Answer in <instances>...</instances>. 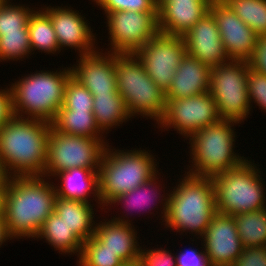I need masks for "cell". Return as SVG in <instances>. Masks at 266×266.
I'll list each match as a JSON object with an SVG mask.
<instances>
[{"instance_id": "7bdbcfd3", "label": "cell", "mask_w": 266, "mask_h": 266, "mask_svg": "<svg viewBox=\"0 0 266 266\" xmlns=\"http://www.w3.org/2000/svg\"><path fill=\"white\" fill-rule=\"evenodd\" d=\"M3 187H4V183H0V213H1V206H2Z\"/></svg>"}, {"instance_id": "b9f144b4", "label": "cell", "mask_w": 266, "mask_h": 266, "mask_svg": "<svg viewBox=\"0 0 266 266\" xmlns=\"http://www.w3.org/2000/svg\"><path fill=\"white\" fill-rule=\"evenodd\" d=\"M12 240L10 235L7 232L6 223L4 220V216L2 212L0 213V248L2 247V244H4L6 241Z\"/></svg>"}, {"instance_id": "8992f818", "label": "cell", "mask_w": 266, "mask_h": 266, "mask_svg": "<svg viewBox=\"0 0 266 266\" xmlns=\"http://www.w3.org/2000/svg\"><path fill=\"white\" fill-rule=\"evenodd\" d=\"M236 121L223 120L197 130L189 137L191 166L188 174L213 177L241 165L246 159L235 153Z\"/></svg>"}, {"instance_id": "9c48e42d", "label": "cell", "mask_w": 266, "mask_h": 266, "mask_svg": "<svg viewBox=\"0 0 266 266\" xmlns=\"http://www.w3.org/2000/svg\"><path fill=\"white\" fill-rule=\"evenodd\" d=\"M248 62L233 61L211 68L209 93L223 120L243 123L251 111L247 89Z\"/></svg>"}, {"instance_id": "9a60e30c", "label": "cell", "mask_w": 266, "mask_h": 266, "mask_svg": "<svg viewBox=\"0 0 266 266\" xmlns=\"http://www.w3.org/2000/svg\"><path fill=\"white\" fill-rule=\"evenodd\" d=\"M41 9L50 17L53 24L60 51L65 48L74 49L79 56L95 52L97 47L96 33L90 23L78 10L68 6H43ZM96 44V45H95Z\"/></svg>"}, {"instance_id": "3957f363", "label": "cell", "mask_w": 266, "mask_h": 266, "mask_svg": "<svg viewBox=\"0 0 266 266\" xmlns=\"http://www.w3.org/2000/svg\"><path fill=\"white\" fill-rule=\"evenodd\" d=\"M184 172V177L169 192L166 216L162 222H165L164 228L173 232H189L194 234L193 238H201L216 213L213 183L211 177Z\"/></svg>"}, {"instance_id": "44dd1931", "label": "cell", "mask_w": 266, "mask_h": 266, "mask_svg": "<svg viewBox=\"0 0 266 266\" xmlns=\"http://www.w3.org/2000/svg\"><path fill=\"white\" fill-rule=\"evenodd\" d=\"M211 68L187 53L177 67L166 99L191 97L209 91Z\"/></svg>"}, {"instance_id": "60d3db41", "label": "cell", "mask_w": 266, "mask_h": 266, "mask_svg": "<svg viewBox=\"0 0 266 266\" xmlns=\"http://www.w3.org/2000/svg\"><path fill=\"white\" fill-rule=\"evenodd\" d=\"M13 116L11 89L7 86L0 89V128Z\"/></svg>"}, {"instance_id": "1f68e13d", "label": "cell", "mask_w": 266, "mask_h": 266, "mask_svg": "<svg viewBox=\"0 0 266 266\" xmlns=\"http://www.w3.org/2000/svg\"><path fill=\"white\" fill-rule=\"evenodd\" d=\"M78 266H122L125 264L119 257L93 235L82 245L77 259Z\"/></svg>"}, {"instance_id": "603a6c76", "label": "cell", "mask_w": 266, "mask_h": 266, "mask_svg": "<svg viewBox=\"0 0 266 266\" xmlns=\"http://www.w3.org/2000/svg\"><path fill=\"white\" fill-rule=\"evenodd\" d=\"M92 205L78 200L55 198L54 212L83 243L95 233L97 220H94Z\"/></svg>"}, {"instance_id": "8d00e7d4", "label": "cell", "mask_w": 266, "mask_h": 266, "mask_svg": "<svg viewBox=\"0 0 266 266\" xmlns=\"http://www.w3.org/2000/svg\"><path fill=\"white\" fill-rule=\"evenodd\" d=\"M138 262L141 266H177L175 254L163 247H143Z\"/></svg>"}, {"instance_id": "bcb514c9", "label": "cell", "mask_w": 266, "mask_h": 266, "mask_svg": "<svg viewBox=\"0 0 266 266\" xmlns=\"http://www.w3.org/2000/svg\"><path fill=\"white\" fill-rule=\"evenodd\" d=\"M6 0H0V6L5 2Z\"/></svg>"}, {"instance_id": "4dcf8cb0", "label": "cell", "mask_w": 266, "mask_h": 266, "mask_svg": "<svg viewBox=\"0 0 266 266\" xmlns=\"http://www.w3.org/2000/svg\"><path fill=\"white\" fill-rule=\"evenodd\" d=\"M14 4L12 0H6L0 6V36L2 33H12L20 31H29L28 22L34 8L30 5Z\"/></svg>"}, {"instance_id": "f6af8a7d", "label": "cell", "mask_w": 266, "mask_h": 266, "mask_svg": "<svg viewBox=\"0 0 266 266\" xmlns=\"http://www.w3.org/2000/svg\"><path fill=\"white\" fill-rule=\"evenodd\" d=\"M122 266H141V264L138 261H136L133 263H125Z\"/></svg>"}, {"instance_id": "d590c367", "label": "cell", "mask_w": 266, "mask_h": 266, "mask_svg": "<svg viewBox=\"0 0 266 266\" xmlns=\"http://www.w3.org/2000/svg\"><path fill=\"white\" fill-rule=\"evenodd\" d=\"M247 89L249 94V100L266 112V74L261 73L252 68L248 62L247 71Z\"/></svg>"}, {"instance_id": "ee69618b", "label": "cell", "mask_w": 266, "mask_h": 266, "mask_svg": "<svg viewBox=\"0 0 266 266\" xmlns=\"http://www.w3.org/2000/svg\"><path fill=\"white\" fill-rule=\"evenodd\" d=\"M5 180H6V176H5V174L3 173L2 168H1V166H0V183H4Z\"/></svg>"}, {"instance_id": "e575fe53", "label": "cell", "mask_w": 266, "mask_h": 266, "mask_svg": "<svg viewBox=\"0 0 266 266\" xmlns=\"http://www.w3.org/2000/svg\"><path fill=\"white\" fill-rule=\"evenodd\" d=\"M104 14L116 11L158 12V0H92Z\"/></svg>"}, {"instance_id": "cb8c5ba5", "label": "cell", "mask_w": 266, "mask_h": 266, "mask_svg": "<svg viewBox=\"0 0 266 266\" xmlns=\"http://www.w3.org/2000/svg\"><path fill=\"white\" fill-rule=\"evenodd\" d=\"M158 175L160 176L161 174L158 173L156 176H154L152 179H150L146 183L141 184L140 186L136 187L135 189H133L127 193L119 195L114 200H112L110 202V204H108V207L109 206L111 207L112 205H114V206L119 205V203H121V206L123 204L122 207L125 208V211H128V214H129V210L132 212V211H135L134 210L135 208H136V210L138 209V211H140V212L145 211V213H148L146 211V209H148L150 211L149 213L152 214L151 213V210L153 209L152 205H157V204L162 205L163 204V207L161 206V209H163V210H161V217H162L161 220L164 221L165 216H166L167 204H168L170 195L168 194V192L166 193L167 195L166 194L165 195L160 194L163 187L160 188V185H159L160 183H158L159 182V178H158L159 176ZM156 184H158V185H156ZM157 199H158V201H157ZM155 201L158 203H155ZM160 201H161V203H159ZM149 205H151V206H149ZM144 208H146V209H144Z\"/></svg>"}, {"instance_id": "5bb4252c", "label": "cell", "mask_w": 266, "mask_h": 266, "mask_svg": "<svg viewBox=\"0 0 266 266\" xmlns=\"http://www.w3.org/2000/svg\"><path fill=\"white\" fill-rule=\"evenodd\" d=\"M209 11L215 17L229 60L249 62L258 40L255 32L223 0H212Z\"/></svg>"}, {"instance_id": "83f0119b", "label": "cell", "mask_w": 266, "mask_h": 266, "mask_svg": "<svg viewBox=\"0 0 266 266\" xmlns=\"http://www.w3.org/2000/svg\"><path fill=\"white\" fill-rule=\"evenodd\" d=\"M31 51L36 50L47 54H60V47L50 17L37 7L28 22ZM41 50V51H40Z\"/></svg>"}, {"instance_id": "2e32d148", "label": "cell", "mask_w": 266, "mask_h": 266, "mask_svg": "<svg viewBox=\"0 0 266 266\" xmlns=\"http://www.w3.org/2000/svg\"><path fill=\"white\" fill-rule=\"evenodd\" d=\"M201 249L213 266H232L244 246L237 232L234 216L216 212L201 237Z\"/></svg>"}, {"instance_id": "e0dca14e", "label": "cell", "mask_w": 266, "mask_h": 266, "mask_svg": "<svg viewBox=\"0 0 266 266\" xmlns=\"http://www.w3.org/2000/svg\"><path fill=\"white\" fill-rule=\"evenodd\" d=\"M98 48L95 52L78 56L77 65L70 66L72 77L91 94H112L117 90L114 53Z\"/></svg>"}, {"instance_id": "7c38bea8", "label": "cell", "mask_w": 266, "mask_h": 266, "mask_svg": "<svg viewBox=\"0 0 266 266\" xmlns=\"http://www.w3.org/2000/svg\"><path fill=\"white\" fill-rule=\"evenodd\" d=\"M106 26L112 53H136L158 32V12L116 11L107 13Z\"/></svg>"}, {"instance_id": "6da1fadb", "label": "cell", "mask_w": 266, "mask_h": 266, "mask_svg": "<svg viewBox=\"0 0 266 266\" xmlns=\"http://www.w3.org/2000/svg\"><path fill=\"white\" fill-rule=\"evenodd\" d=\"M54 182L43 176L6 177L1 212L12 239L36 238L54 211Z\"/></svg>"}, {"instance_id": "d6986e66", "label": "cell", "mask_w": 266, "mask_h": 266, "mask_svg": "<svg viewBox=\"0 0 266 266\" xmlns=\"http://www.w3.org/2000/svg\"><path fill=\"white\" fill-rule=\"evenodd\" d=\"M212 0H158V29L166 35H185L210 9Z\"/></svg>"}, {"instance_id": "d6a6232c", "label": "cell", "mask_w": 266, "mask_h": 266, "mask_svg": "<svg viewBox=\"0 0 266 266\" xmlns=\"http://www.w3.org/2000/svg\"><path fill=\"white\" fill-rule=\"evenodd\" d=\"M31 54L29 31L2 33L0 36V62L23 61Z\"/></svg>"}, {"instance_id": "8fae6325", "label": "cell", "mask_w": 266, "mask_h": 266, "mask_svg": "<svg viewBox=\"0 0 266 266\" xmlns=\"http://www.w3.org/2000/svg\"><path fill=\"white\" fill-rule=\"evenodd\" d=\"M166 109L157 123L161 131L174 128L179 135L188 139L197 130L221 120L216 102L208 92L180 99H166Z\"/></svg>"}, {"instance_id": "f546056e", "label": "cell", "mask_w": 266, "mask_h": 266, "mask_svg": "<svg viewBox=\"0 0 266 266\" xmlns=\"http://www.w3.org/2000/svg\"><path fill=\"white\" fill-rule=\"evenodd\" d=\"M258 37L266 35V0H223Z\"/></svg>"}, {"instance_id": "ba28073f", "label": "cell", "mask_w": 266, "mask_h": 266, "mask_svg": "<svg viewBox=\"0 0 266 266\" xmlns=\"http://www.w3.org/2000/svg\"><path fill=\"white\" fill-rule=\"evenodd\" d=\"M259 166L247 158L238 167L211 177L216 212L236 216L266 208L265 181Z\"/></svg>"}, {"instance_id": "484cf974", "label": "cell", "mask_w": 266, "mask_h": 266, "mask_svg": "<svg viewBox=\"0 0 266 266\" xmlns=\"http://www.w3.org/2000/svg\"><path fill=\"white\" fill-rule=\"evenodd\" d=\"M43 238L60 254H77V258L81 254L83 242L54 211L46 218L36 240Z\"/></svg>"}, {"instance_id": "7402d4cb", "label": "cell", "mask_w": 266, "mask_h": 266, "mask_svg": "<svg viewBox=\"0 0 266 266\" xmlns=\"http://www.w3.org/2000/svg\"><path fill=\"white\" fill-rule=\"evenodd\" d=\"M60 179L61 185L54 183L56 197L83 201L91 204V199L101 206L99 194V172L86 168H71L57 173L53 178ZM56 185V186H55Z\"/></svg>"}, {"instance_id": "836d02e7", "label": "cell", "mask_w": 266, "mask_h": 266, "mask_svg": "<svg viewBox=\"0 0 266 266\" xmlns=\"http://www.w3.org/2000/svg\"><path fill=\"white\" fill-rule=\"evenodd\" d=\"M59 111H93V95L71 76L66 83Z\"/></svg>"}, {"instance_id": "277c9868", "label": "cell", "mask_w": 266, "mask_h": 266, "mask_svg": "<svg viewBox=\"0 0 266 266\" xmlns=\"http://www.w3.org/2000/svg\"><path fill=\"white\" fill-rule=\"evenodd\" d=\"M8 85L12 95L13 115L51 123L63 104L65 86L71 69L34 71ZM26 114V115H25Z\"/></svg>"}, {"instance_id": "7a4b0ae2", "label": "cell", "mask_w": 266, "mask_h": 266, "mask_svg": "<svg viewBox=\"0 0 266 266\" xmlns=\"http://www.w3.org/2000/svg\"><path fill=\"white\" fill-rule=\"evenodd\" d=\"M51 126L13 116L0 128V166L6 177H44Z\"/></svg>"}, {"instance_id": "d4e9b609", "label": "cell", "mask_w": 266, "mask_h": 266, "mask_svg": "<svg viewBox=\"0 0 266 266\" xmlns=\"http://www.w3.org/2000/svg\"><path fill=\"white\" fill-rule=\"evenodd\" d=\"M93 114L104 137L112 127L116 128L131 118L124 99L118 91H114L112 94H93Z\"/></svg>"}, {"instance_id": "f35d334b", "label": "cell", "mask_w": 266, "mask_h": 266, "mask_svg": "<svg viewBox=\"0 0 266 266\" xmlns=\"http://www.w3.org/2000/svg\"><path fill=\"white\" fill-rule=\"evenodd\" d=\"M203 250V251H202ZM201 251L190 247L175 255L177 266H213L207 257L204 248Z\"/></svg>"}, {"instance_id": "4316f807", "label": "cell", "mask_w": 266, "mask_h": 266, "mask_svg": "<svg viewBox=\"0 0 266 266\" xmlns=\"http://www.w3.org/2000/svg\"><path fill=\"white\" fill-rule=\"evenodd\" d=\"M52 126L59 132L67 135L101 138L103 133L98 128L93 111H58Z\"/></svg>"}, {"instance_id": "ffe728a7", "label": "cell", "mask_w": 266, "mask_h": 266, "mask_svg": "<svg viewBox=\"0 0 266 266\" xmlns=\"http://www.w3.org/2000/svg\"><path fill=\"white\" fill-rule=\"evenodd\" d=\"M125 215L121 217L114 215L111 220L97 222L94 236L106 249L118 254L124 263H133L139 260L143 246H139L137 230L131 223L133 220H129L127 213Z\"/></svg>"}, {"instance_id": "f1b7e54d", "label": "cell", "mask_w": 266, "mask_h": 266, "mask_svg": "<svg viewBox=\"0 0 266 266\" xmlns=\"http://www.w3.org/2000/svg\"><path fill=\"white\" fill-rule=\"evenodd\" d=\"M244 247L266 246V208L234 216Z\"/></svg>"}, {"instance_id": "52a82bcc", "label": "cell", "mask_w": 266, "mask_h": 266, "mask_svg": "<svg viewBox=\"0 0 266 266\" xmlns=\"http://www.w3.org/2000/svg\"><path fill=\"white\" fill-rule=\"evenodd\" d=\"M117 90L131 118L141 115L156 124L166 109V93L147 74L135 53H114Z\"/></svg>"}, {"instance_id": "ac0fdd59", "label": "cell", "mask_w": 266, "mask_h": 266, "mask_svg": "<svg viewBox=\"0 0 266 266\" xmlns=\"http://www.w3.org/2000/svg\"><path fill=\"white\" fill-rule=\"evenodd\" d=\"M186 53L213 68L229 62L214 15L208 11L182 36Z\"/></svg>"}, {"instance_id": "74e56055", "label": "cell", "mask_w": 266, "mask_h": 266, "mask_svg": "<svg viewBox=\"0 0 266 266\" xmlns=\"http://www.w3.org/2000/svg\"><path fill=\"white\" fill-rule=\"evenodd\" d=\"M232 266H266V246L244 247Z\"/></svg>"}, {"instance_id": "ab89813d", "label": "cell", "mask_w": 266, "mask_h": 266, "mask_svg": "<svg viewBox=\"0 0 266 266\" xmlns=\"http://www.w3.org/2000/svg\"><path fill=\"white\" fill-rule=\"evenodd\" d=\"M249 64L255 70L266 74V35L258 37L255 52Z\"/></svg>"}, {"instance_id": "4fadbf2b", "label": "cell", "mask_w": 266, "mask_h": 266, "mask_svg": "<svg viewBox=\"0 0 266 266\" xmlns=\"http://www.w3.org/2000/svg\"><path fill=\"white\" fill-rule=\"evenodd\" d=\"M135 54L140 58L150 78L166 92L186 54V46L182 36L158 32Z\"/></svg>"}, {"instance_id": "5b68a950", "label": "cell", "mask_w": 266, "mask_h": 266, "mask_svg": "<svg viewBox=\"0 0 266 266\" xmlns=\"http://www.w3.org/2000/svg\"><path fill=\"white\" fill-rule=\"evenodd\" d=\"M111 148L108 144L98 171L101 210L107 209L108 204L119 195L146 183L159 173V162L154 159L156 155L150 153V150L148 152L140 148L133 150Z\"/></svg>"}, {"instance_id": "30bf717a", "label": "cell", "mask_w": 266, "mask_h": 266, "mask_svg": "<svg viewBox=\"0 0 266 266\" xmlns=\"http://www.w3.org/2000/svg\"><path fill=\"white\" fill-rule=\"evenodd\" d=\"M108 144L101 138L67 135L51 126L44 177L50 180L51 176L71 168L99 171Z\"/></svg>"}]
</instances>
